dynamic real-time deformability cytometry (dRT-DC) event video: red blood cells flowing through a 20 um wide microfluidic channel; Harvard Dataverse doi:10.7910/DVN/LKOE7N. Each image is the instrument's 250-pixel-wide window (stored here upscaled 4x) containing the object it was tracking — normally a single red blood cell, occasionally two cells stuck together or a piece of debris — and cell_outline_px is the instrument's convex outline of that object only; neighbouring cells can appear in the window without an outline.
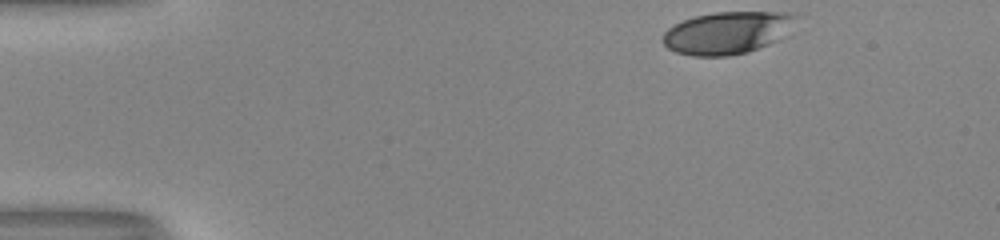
{"species": "human", "species_latin": "Homo sapiens", "temperature_condition": "room temperature", "stored_images_in_passage": 37, "camera_frame_rate_fps": 3000, "um_per_image_px": 0.085, "donor": {"sex": "male"}, "frame": {"image": 1, "passage_image": 1, "time_ms": 0.0, "image_size_px": [1000, 240], "cell_outline_px": [[804, 16], [776, 40], [768, 44], [748, 52], [728, 56], [692, 56], [676, 52], [668, 48], [660, 40], [664, 32], [668, 28], [684, 20], [696, 16], [716, 12], [796, 12]], "centroid_in_image_um": [61.85, 2.77], "position_along_channel_um": 23.1, "area_um2": 33.06}}
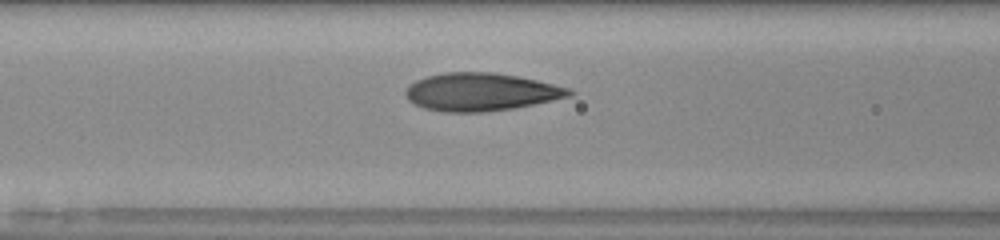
{"frame": {"image": 2, "passage_image": 16, "time_ms": 5.0, "image_size_px": [1000, 240], "cell_outline_px": [[576, 92], [572, 96], [512, 108], [484, 112], [444, 112], [424, 108], [408, 100], [404, 92], [408, 84], [416, 80], [428, 76], [444, 72], [492, 72], [516, 76], [536, 80], [568, 88]], "centroid_in_image_um": [40.84, 7.81], "position_along_channel_um": 125.8, "area_um2": 35.95}}
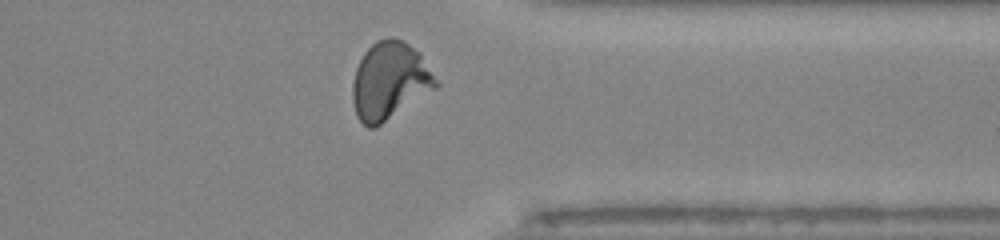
{"frame": {"image": 3, "passage_image": 35, "time_ms": 11.333, "image_size_px": [1000, 240], "cell_outline_px": [[440, 84], [436, 88], [376, 128], [368, 128], [356, 116], [352, 100], [352, 84], [356, 68], [364, 52], [376, 40], [392, 36], [404, 40], [420, 52]], "centroid_in_image_um": [33.12, 6.86], "position_along_channel_um": 378.3, "area_um2": 37.92}, "authors_computed_cell_mechanics": {"area_um2": 34.969, "velocity_mm_per_s": 4.0661, "shape_relaxation_time_tau1_ms": 4.7015, "shape_relaxation_time_tau2_ms": null, "deformation_change_tau1": 0.2123, "deformation_change_tau2": null}}